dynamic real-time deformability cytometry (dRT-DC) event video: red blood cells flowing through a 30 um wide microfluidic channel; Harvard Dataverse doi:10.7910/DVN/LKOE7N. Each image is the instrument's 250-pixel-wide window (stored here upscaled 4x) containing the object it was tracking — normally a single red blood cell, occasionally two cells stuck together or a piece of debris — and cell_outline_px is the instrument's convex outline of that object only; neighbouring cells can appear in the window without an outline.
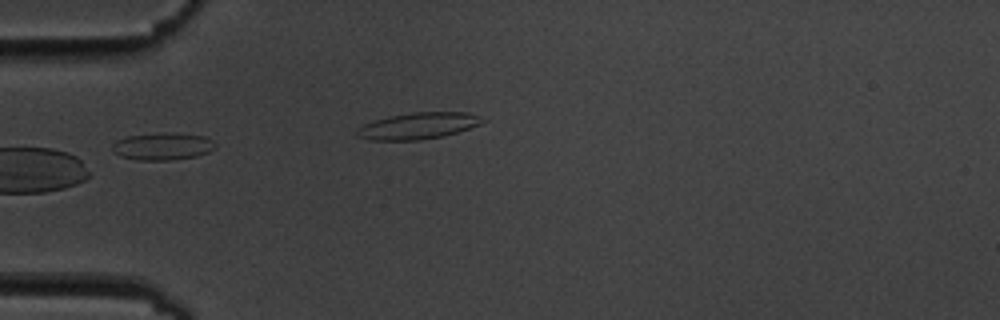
{"species": "common noctule bat (a hibernating species)", "species_latin": "Nyctalus noctula", "temperature_condition": "cold", "stored_images_in_passage": 7, "camera_frame_rate_fps": 3000, "um_per_image_px": 0.085, "animal": {"sex": "male", "body_mass_g": 19.5, "forearm_length_mm": 54.6}, "frame": {"image": 1, "passage_image": 5, "time_ms": 4.333, "image_size_px": [1000, 320], "cell_outline_px": [[216, 148], [208, 152], [196, 156], [172, 160], [136, 160], [120, 156], [112, 152], [112, 144], [116, 140], [128, 136], [204, 136], [212, 140], [216, 144]], "centroid_in_image_um": [13.78, 12.52], "position_along_channel_um": 71.2, "area_um2": 15.37}}
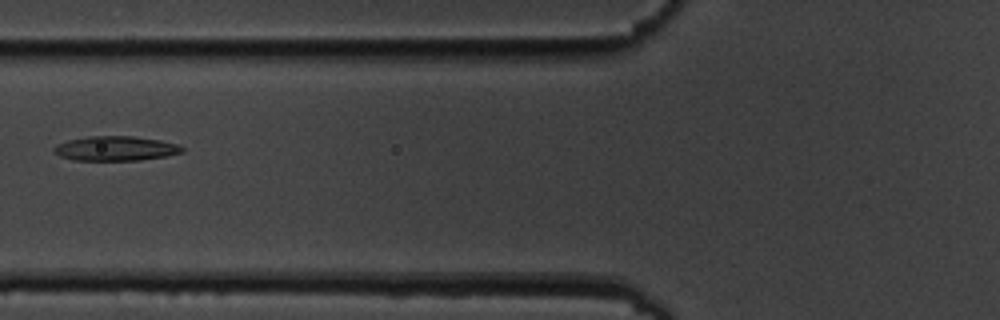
{"frame": {"image": 2, "passage_image": 7, "time_ms": 6.667, "image_size_px": [1000, 320], "cell_outline_px": [[184, 152], [164, 156], [140, 160], [76, 160], [60, 156], [52, 148], [56, 144], [68, 140], [88, 136], [132, 136], [160, 140], [176, 144], [184, 148]], "centroid_in_image_um": [9.82, 12.61], "position_along_channel_um": 116.0, "area_um2": 18.21}}